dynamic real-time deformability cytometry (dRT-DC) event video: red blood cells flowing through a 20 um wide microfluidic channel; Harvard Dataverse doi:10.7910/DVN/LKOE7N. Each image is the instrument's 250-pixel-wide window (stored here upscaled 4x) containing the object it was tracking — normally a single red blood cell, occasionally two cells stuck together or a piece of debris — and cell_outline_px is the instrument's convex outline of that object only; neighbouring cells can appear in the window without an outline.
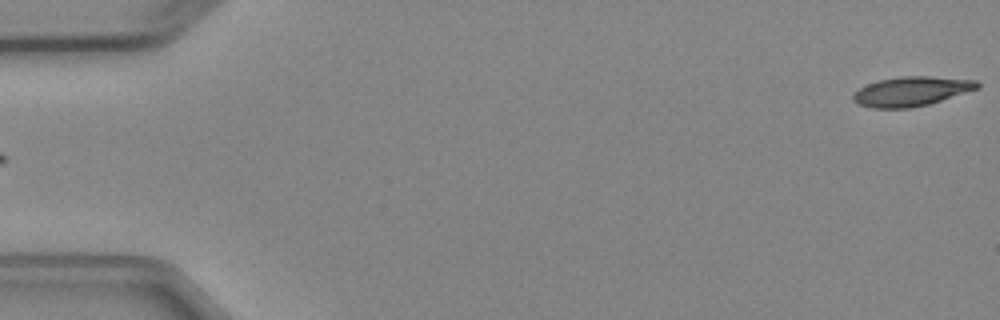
{"species": "Egyptian fruit bat (a non-hibernating species)", "species_latin": "Rousettus aegyptiacus", "temperature_condition": "cold", "stored_images_in_passage": 6, "segment_of_instrument_passage": [2, 2], "camera_frame_rate_fps": 3000, "um_per_image_px": 0.085, "animal": {"sex": "female"}, "frame": {"image": 1, "passage_image": 6, "time_ms": 5.667, "image_size_px": [1000, 320], "cell_outline_px": [[980, 88], [928, 104], [912, 108], [872, 108], [860, 104], [852, 100], [852, 96], [860, 88], [868, 84], [880, 80], [900, 76], [928, 76], [976, 80], [980, 84]], "centroid_in_image_um": [77.48, 7.76], "position_along_channel_um": 7.5, "area_um2": 21.15}}